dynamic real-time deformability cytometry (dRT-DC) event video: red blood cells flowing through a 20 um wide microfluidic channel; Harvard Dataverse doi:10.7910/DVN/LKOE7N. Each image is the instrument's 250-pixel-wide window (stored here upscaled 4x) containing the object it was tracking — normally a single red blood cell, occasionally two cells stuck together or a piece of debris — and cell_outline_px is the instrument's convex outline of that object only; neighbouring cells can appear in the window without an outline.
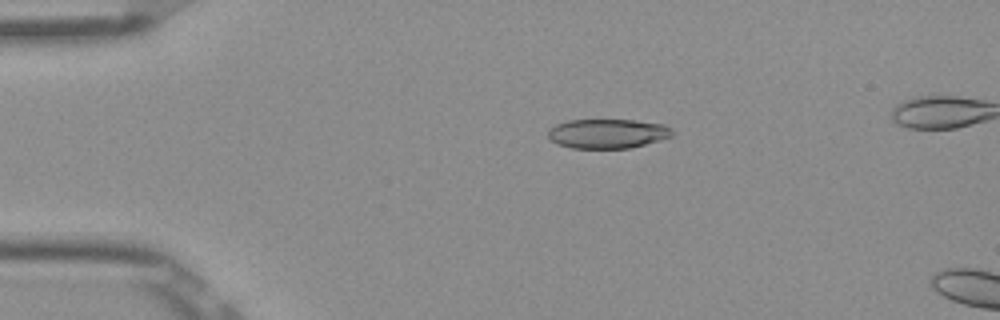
{"species": "Egyptian fruit bat (a non-hibernating species)", "species_latin": "Rousettus aegyptiacus", "temperature_condition": "room temperature", "stored_images_in_passage": 15, "camera_frame_rate_fps": 3000, "um_per_image_px": 0.085, "frame": {"image": 1, "passage_image": 11, "time_ms": 3.333, "image_size_px": [1000, 320], "cell_outline_px": [[672, 136], [660, 140], [632, 148], [572, 148], [556, 144], [548, 136], [548, 128], [556, 124], [568, 120], [636, 120], [664, 124], [672, 128]], "centroid_in_image_um": [51.64, 11.35], "position_along_channel_um": 33.4, "area_um2": 21.44}}